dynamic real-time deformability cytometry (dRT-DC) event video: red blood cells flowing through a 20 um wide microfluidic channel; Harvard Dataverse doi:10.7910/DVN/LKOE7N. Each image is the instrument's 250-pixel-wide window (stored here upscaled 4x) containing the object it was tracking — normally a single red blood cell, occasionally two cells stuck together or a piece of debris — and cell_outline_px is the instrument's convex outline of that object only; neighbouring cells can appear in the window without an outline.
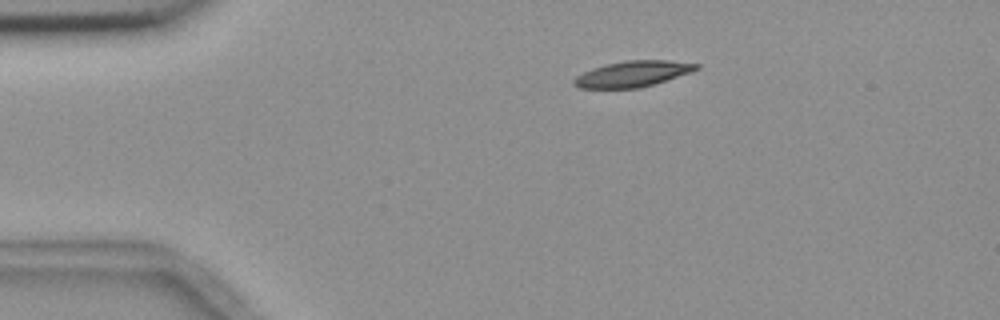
{"species": "common noctule bat (a hibernating species)", "species_latin": "Nyctalus noctula", "temperature_condition": "room temperature", "stored_images_in_passage": 2, "camera_frame_rate_fps": 3000, "um_per_image_px": 0.085, "animal": {"sex": "female", "body_mass_g": 18.4}, "frame": {"image": 1, "passage_image": 1, "time_ms": 0.0, "image_size_px": [1000, 320], "cell_outline_px": [[700, 68], [692, 72], [640, 88], [580, 88], [572, 84], [572, 80], [576, 76], [592, 68], [624, 60], [668, 60], [700, 64]], "centroid_in_image_um": [53.78, 6.28], "position_along_channel_um": 31.2, "area_um2": 18.44}}